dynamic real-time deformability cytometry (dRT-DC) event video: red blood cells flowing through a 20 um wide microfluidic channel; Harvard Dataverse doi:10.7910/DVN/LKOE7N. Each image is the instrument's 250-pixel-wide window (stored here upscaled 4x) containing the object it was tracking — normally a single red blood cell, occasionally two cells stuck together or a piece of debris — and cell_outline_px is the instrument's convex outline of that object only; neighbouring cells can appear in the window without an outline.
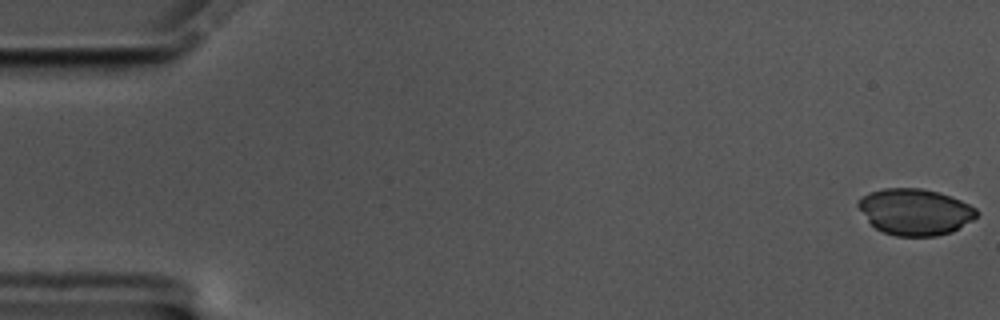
{"species": "common noctule bat (a hibernating species)", "species_latin": "Nyctalus noctula", "temperature_condition": "cold", "stored_images_in_passage": 58, "camera_frame_rate_fps": 3000, "um_per_image_px": 0.085, "animal": {"sex": "male", "body_mass_g": 17.5, "forearm_length_mm": 52.3}, "frame": {"image": 1, "passage_image": 1, "time_ms": 0.0, "image_size_px": [1000, 320], "cell_outline_px": [[980, 212], [972, 220], [952, 232], [936, 236], [896, 236], [884, 232], [876, 228], [868, 220], [856, 204], [868, 192], [884, 188], [920, 188], [940, 192], [960, 200], [976, 208]], "centroid_in_image_um": [77.8, 18.0], "position_along_channel_um": 7.2, "area_um2": 31.85}}
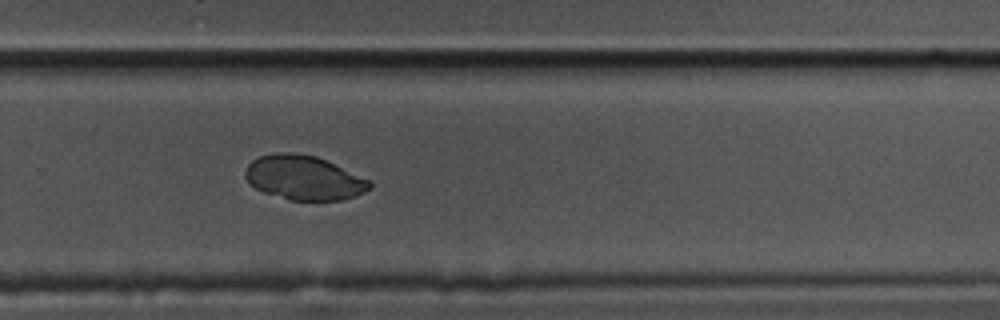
{"frame": {"image": 2, "passage_image": 39, "time_ms": 12.667, "image_size_px": [1000, 320], "cell_outline_px": [[372, 188], [356, 196], [344, 200], [288, 200], [264, 192], [256, 188], [244, 176], [244, 172], [248, 164], [252, 160], [260, 156], [276, 152], [296, 152], [316, 156], [368, 180], [372, 184]], "centroid_in_image_um": [25.81, 15.11], "position_along_channel_um": 304.0, "area_um2": 31.96}}
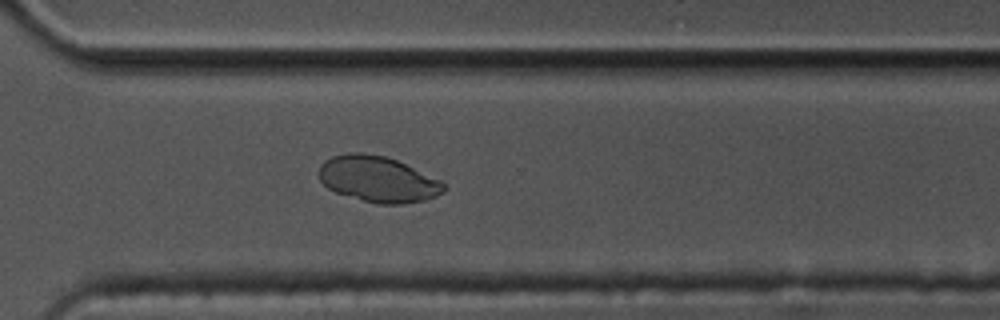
{"frame": {"image": 3, "passage_image": 42, "time_ms": 13.667, "image_size_px": [1000, 320], "cell_outline_px": [[448, 188], [444, 192], [436, 196], [424, 200], [404, 204], [376, 204], [336, 192], [328, 188], [320, 180], [320, 164], [324, 160], [332, 156], [348, 152], [360, 152], [388, 156], [440, 180], [448, 184]], "centroid_in_image_um": [32.15, 15.22], "position_along_channel_um": 338.4, "area_um2": 33.58}}